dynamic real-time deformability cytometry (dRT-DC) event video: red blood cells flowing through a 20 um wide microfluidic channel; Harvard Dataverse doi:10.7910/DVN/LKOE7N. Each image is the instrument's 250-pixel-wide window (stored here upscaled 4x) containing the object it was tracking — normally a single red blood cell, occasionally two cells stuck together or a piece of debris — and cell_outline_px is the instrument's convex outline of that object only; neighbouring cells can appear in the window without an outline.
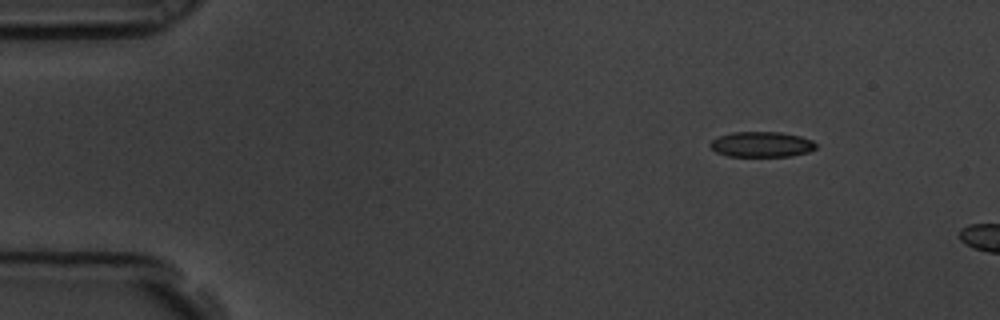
{"species": "common noctule bat (a hibernating species)", "species_latin": "Nyctalus noctula", "temperature_condition": "room temperature", "stored_images_in_passage": 3, "camera_frame_rate_fps": 3000, "um_per_image_px": 0.085, "animal": {"sex": "male", "body_mass_g": 19.5, "forearm_length_mm": 54.6}, "frame": {"image": 1, "passage_image": 1, "time_ms": 0.0, "image_size_px": [1000, 320], "cell_outline_px": [[816, 148], [808, 152], [792, 156], [728, 156], [716, 152], [708, 144], [712, 140], [720, 136], [732, 132], [780, 132], [800, 136], [812, 140], [816, 144]], "centroid_in_image_um": [64.74, 12.27], "position_along_channel_um": 20.3, "area_um2": 15.61}}